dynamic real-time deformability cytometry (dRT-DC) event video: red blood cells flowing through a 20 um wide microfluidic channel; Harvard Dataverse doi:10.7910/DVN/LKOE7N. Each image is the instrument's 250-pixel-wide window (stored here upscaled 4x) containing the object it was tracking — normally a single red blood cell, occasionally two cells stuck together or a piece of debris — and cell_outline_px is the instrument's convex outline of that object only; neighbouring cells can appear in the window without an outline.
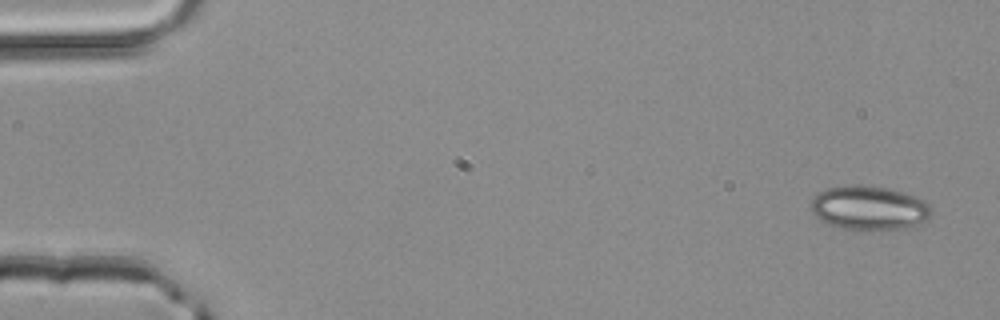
{"species": "common noctule bat (a hibernating species)", "species_latin": "Nyctalus noctula", "temperature_condition": "room temperature", "stored_images_in_passage": 4, "camera_frame_rate_fps": 3000, "um_per_image_px": 0.085, "animal": {"sex": "male", "body_mass_g": 20.4}, "frame": {"image": 1, "passage_image": 1, "time_ms": 0.0, "image_size_px": [1000, 320], "cell_outline_px": [[932, 212], [924, 220], [900, 232], [864, 232], [844, 228], [828, 224], [820, 220], [808, 208], [812, 200], [820, 192], [828, 188], [852, 184], [860, 184], [888, 188], [904, 192], [916, 196], [924, 200], [932, 208]], "centroid_in_image_um": [73.89, 17.72], "position_along_channel_um": 11.1, "area_um2": 32.02}}